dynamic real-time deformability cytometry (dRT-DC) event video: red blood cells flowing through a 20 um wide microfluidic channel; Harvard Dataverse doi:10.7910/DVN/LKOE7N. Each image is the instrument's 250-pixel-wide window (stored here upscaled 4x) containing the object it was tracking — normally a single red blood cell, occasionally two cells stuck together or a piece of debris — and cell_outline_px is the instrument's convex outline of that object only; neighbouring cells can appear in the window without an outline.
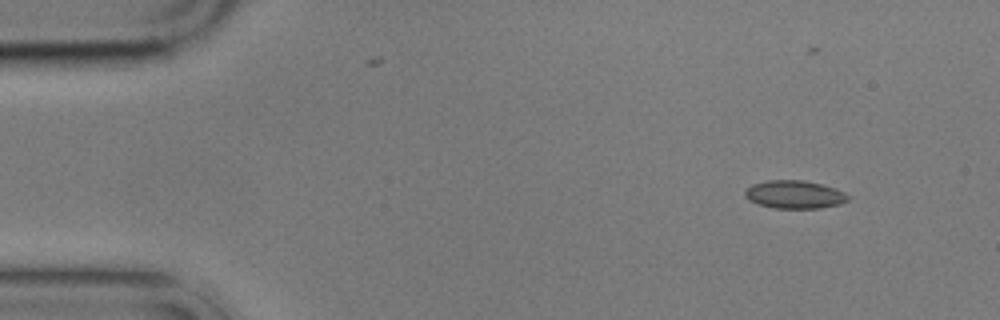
{"species": "common noctule bat (a hibernating species)", "species_latin": "Nyctalus noctula", "temperature_condition": "cold", "stored_images_in_passage": 15, "camera_frame_rate_fps": 3000, "um_per_image_px": 0.085, "animal": {"sex": "male", "body_mass_g": 17.9}, "frame": {"image": 1, "passage_image": 2, "time_ms": 2.0, "image_size_px": [1000, 320], "cell_outline_px": [[852, 196], [848, 200], [840, 204], [820, 208], [772, 208], [756, 204], [748, 200], [744, 196], [744, 192], [752, 184], [768, 180], [804, 180], [836, 188]], "centroid_in_image_um": [67.53, 16.54], "position_along_channel_um": 17.5, "area_um2": 17.05}}
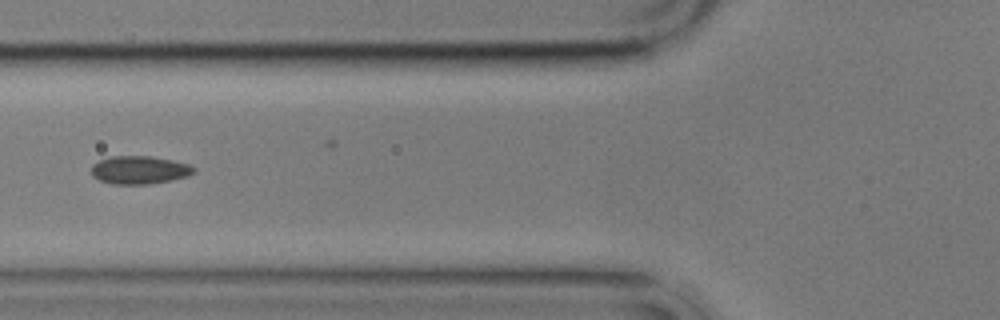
{"frame": {"image": 2, "passage_image": 6, "time_ms": 7.333, "image_size_px": [1000, 320], "cell_outline_px": [[196, 172], [188, 176], [172, 180], [148, 184], [112, 184], [100, 180], [92, 176], [92, 164], [100, 160], [112, 156], [152, 156], [172, 160], [188, 164], [196, 168]], "centroid_in_image_um": [11.87, 14.45], "position_along_channel_um": 113.9, "area_um2": 16.82}}
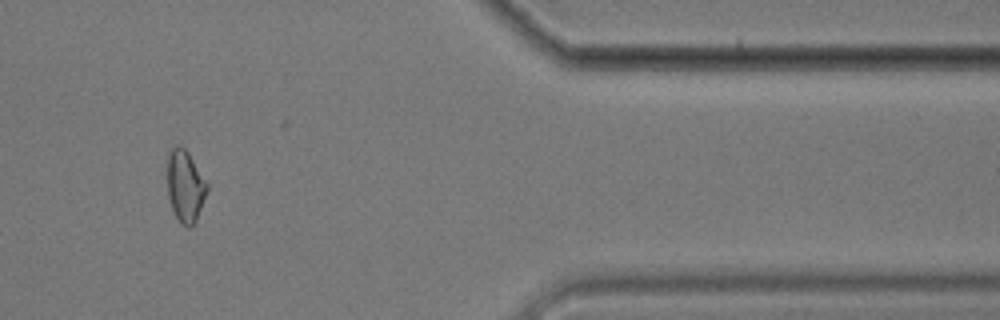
{"frame": {"image": 3, "passage_image": 13, "time_ms": 16.333, "image_size_px": [1000, 320], "cell_outline_px": [[208, 188], [196, 220], [192, 228], [188, 228], [176, 216], [172, 208], [168, 196], [168, 152], [176, 144], [180, 144], [188, 152], [208, 184]], "centroid_in_image_um": [15.74, 15.79], "position_along_channel_um": 395.7, "area_um2": 16.42}}